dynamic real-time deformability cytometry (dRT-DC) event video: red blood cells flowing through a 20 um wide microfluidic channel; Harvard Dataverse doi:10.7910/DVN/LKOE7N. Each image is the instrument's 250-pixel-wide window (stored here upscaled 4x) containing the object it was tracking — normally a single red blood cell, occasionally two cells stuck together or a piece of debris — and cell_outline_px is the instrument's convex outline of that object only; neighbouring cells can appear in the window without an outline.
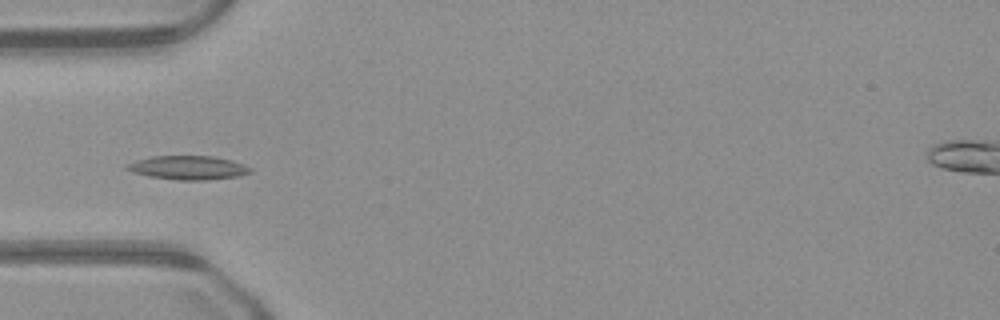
{"species": "common noctule bat (a hibernating species)", "species_latin": "Nyctalus noctula", "temperature_condition": "warm", "stored_images_in_passage": 29, "camera_frame_rate_fps": 3000, "um_per_image_px": 0.085, "animal": {"sex": "male", "body_mass_g": 23.1, "forearm_length_mm": 52.7}, "frame": {"image": 1, "passage_image": 3, "time_ms": 0.667, "image_size_px": [1000, 320], "cell_outline_px": [[252, 172], [240, 176], [204, 180], [176, 180], [148, 176], [132, 172], [124, 168], [124, 164], [136, 160], [152, 156], [216, 156], [232, 160], [244, 164], [252, 168]], "centroid_in_image_um": [15.98, 14.25], "position_along_channel_um": 69.0, "area_um2": 17.4}}
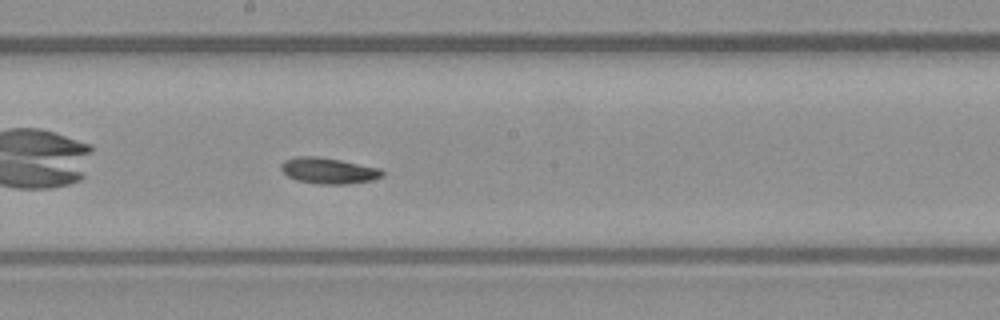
{"frame": {"image": 2, "passage_image": 14, "time_ms": 4.333, "image_size_px": [1000, 320], "cell_outline_px": [[384, 176], [372, 180], [348, 184], [320, 184], [296, 180], [288, 176], [280, 168], [280, 164], [284, 160], [296, 156], [316, 156], [340, 160], [380, 168], [384, 172]], "centroid_in_image_um": [27.92, 14.51], "position_along_channel_um": 220.3, "area_um2": 15.37}}
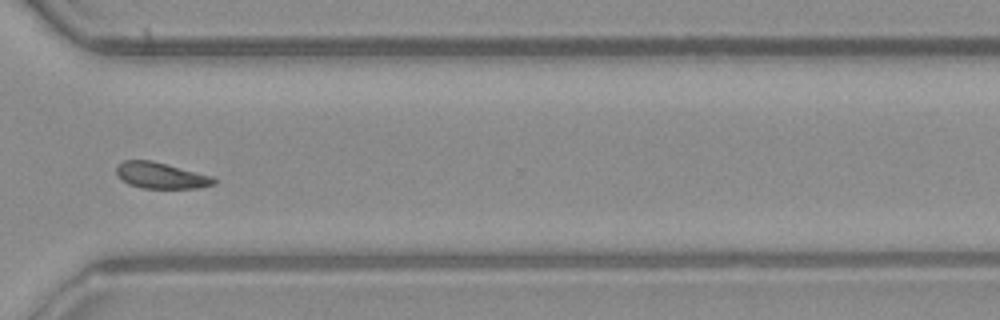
{"frame": {"image": 3, "passage_image": 24, "time_ms": 7.667, "image_size_px": [1000, 320], "cell_outline_px": [[216, 184], [200, 188], [140, 188], [128, 184], [120, 180], [116, 172], [116, 164], [124, 160], [152, 160], [212, 176], [216, 180]], "centroid_in_image_um": [13.64, 14.92], "position_along_channel_um": 357.0, "area_um2": 15.03}}